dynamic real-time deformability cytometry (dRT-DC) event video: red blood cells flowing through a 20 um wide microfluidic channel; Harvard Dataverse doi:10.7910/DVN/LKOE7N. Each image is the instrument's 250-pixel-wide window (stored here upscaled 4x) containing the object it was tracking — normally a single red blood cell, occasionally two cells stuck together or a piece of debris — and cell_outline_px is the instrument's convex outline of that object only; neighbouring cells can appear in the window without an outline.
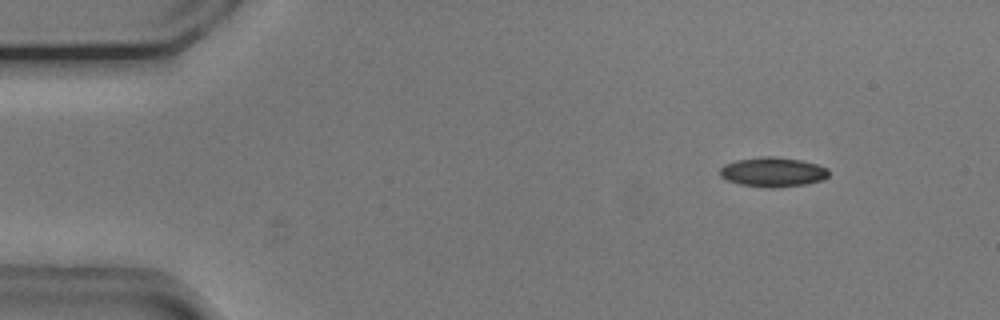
{"species": "common noctule bat (a hibernating species)", "species_latin": "Nyctalus noctula", "temperature_condition": "cold", "stored_images_in_passage": 16, "camera_frame_rate_fps": 3000, "um_per_image_px": 0.085, "animal": {"sex": "male", "body_mass_g": 20.5, "forearm_length_mm": 52.5}, "frame": {"image": 1, "passage_image": 7, "time_ms": 2.0, "image_size_px": [1000, 320], "cell_outline_px": [[828, 176], [824, 180], [804, 184], [772, 188], [768, 188], [740, 184], [728, 180], [720, 176], [720, 168], [724, 164], [736, 160], [760, 156], [776, 156], [800, 160], [816, 164], [828, 168]], "centroid_in_image_um": [65.69, 14.61], "position_along_channel_um": 19.3, "area_um2": 18.79}}